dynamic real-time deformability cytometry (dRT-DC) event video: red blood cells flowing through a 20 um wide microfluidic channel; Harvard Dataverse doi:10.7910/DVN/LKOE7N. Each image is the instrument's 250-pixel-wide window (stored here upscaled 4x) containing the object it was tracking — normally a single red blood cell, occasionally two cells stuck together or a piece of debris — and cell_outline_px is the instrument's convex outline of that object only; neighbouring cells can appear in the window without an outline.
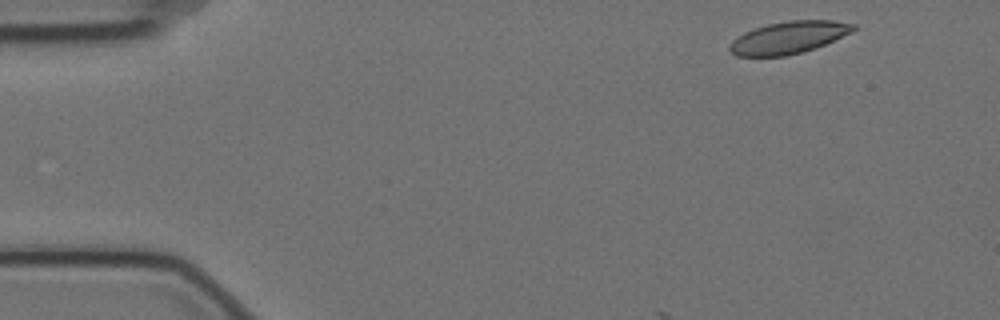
{"species": "Egyptian fruit bat (a non-hibernating species)", "species_latin": "Rousettus aegyptiacus", "temperature_condition": "cold", "stored_images_in_passage": 4, "camera_frame_rate_fps": 3000, "um_per_image_px": 0.085, "animal": {"sex": "female"}, "frame": {"image": 1, "passage_image": 1, "time_ms": 0.0, "image_size_px": [1000, 320], "cell_outline_px": [[856, 28], [852, 32], [816, 48], [784, 56], [736, 56], [728, 48], [732, 40], [744, 32], [752, 28], [768, 24], [788, 20], [832, 20], [856, 24]], "centroid_in_image_um": [67.03, 3.18], "position_along_channel_um": 18.0, "area_um2": 23.24}}
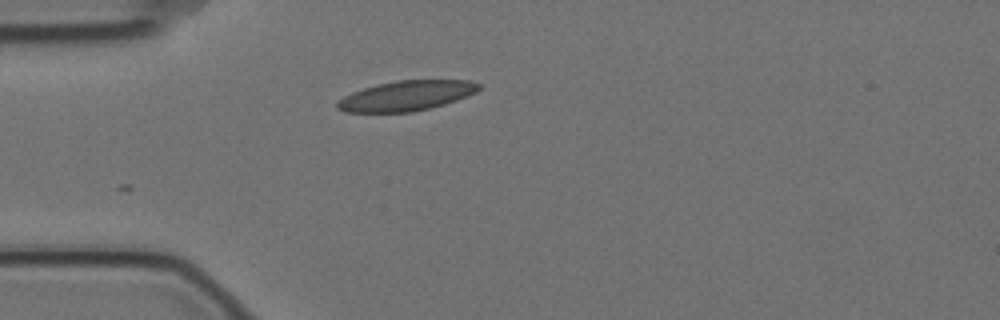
{"frame": {"image": 2, "passage_image": 4, "time_ms": 1.0, "image_size_px": [1000, 320], "cell_outline_px": [[480, 88], [476, 92], [456, 100], [444, 104], [412, 112], [344, 112], [336, 108], [336, 104], [344, 96], [352, 92], [364, 88], [396, 80], [468, 80], [480, 84]], "centroid_in_image_um": [34.53, 8.14], "position_along_channel_um": 50.5, "area_um2": 24.51}}